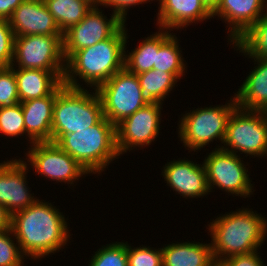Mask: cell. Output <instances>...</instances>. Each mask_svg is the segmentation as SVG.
Here are the masks:
<instances>
[{
	"label": "cell",
	"instance_id": "obj_15",
	"mask_svg": "<svg viewBox=\"0 0 267 266\" xmlns=\"http://www.w3.org/2000/svg\"><path fill=\"white\" fill-rule=\"evenodd\" d=\"M180 159V160H179ZM167 162L161 172L167 185L184 198H200L210 193L205 167L189 159ZM178 192V193H177Z\"/></svg>",
	"mask_w": 267,
	"mask_h": 266
},
{
	"label": "cell",
	"instance_id": "obj_25",
	"mask_svg": "<svg viewBox=\"0 0 267 266\" xmlns=\"http://www.w3.org/2000/svg\"><path fill=\"white\" fill-rule=\"evenodd\" d=\"M62 34L79 23L92 9L86 0H44Z\"/></svg>",
	"mask_w": 267,
	"mask_h": 266
},
{
	"label": "cell",
	"instance_id": "obj_31",
	"mask_svg": "<svg viewBox=\"0 0 267 266\" xmlns=\"http://www.w3.org/2000/svg\"><path fill=\"white\" fill-rule=\"evenodd\" d=\"M128 266H162L161 248L152 247H131L127 242Z\"/></svg>",
	"mask_w": 267,
	"mask_h": 266
},
{
	"label": "cell",
	"instance_id": "obj_4",
	"mask_svg": "<svg viewBox=\"0 0 267 266\" xmlns=\"http://www.w3.org/2000/svg\"><path fill=\"white\" fill-rule=\"evenodd\" d=\"M54 143L92 175H100L119 158L115 126L105 117L87 129L61 135Z\"/></svg>",
	"mask_w": 267,
	"mask_h": 266
},
{
	"label": "cell",
	"instance_id": "obj_23",
	"mask_svg": "<svg viewBox=\"0 0 267 266\" xmlns=\"http://www.w3.org/2000/svg\"><path fill=\"white\" fill-rule=\"evenodd\" d=\"M167 29L158 28V31L142 40L137 48L126 53L127 39L125 42V60L124 67L136 75L153 69L156 65V53L159 47L172 35Z\"/></svg>",
	"mask_w": 267,
	"mask_h": 266
},
{
	"label": "cell",
	"instance_id": "obj_37",
	"mask_svg": "<svg viewBox=\"0 0 267 266\" xmlns=\"http://www.w3.org/2000/svg\"><path fill=\"white\" fill-rule=\"evenodd\" d=\"M11 229V214L0 204V232Z\"/></svg>",
	"mask_w": 267,
	"mask_h": 266
},
{
	"label": "cell",
	"instance_id": "obj_9",
	"mask_svg": "<svg viewBox=\"0 0 267 266\" xmlns=\"http://www.w3.org/2000/svg\"><path fill=\"white\" fill-rule=\"evenodd\" d=\"M62 39L63 36L51 35L15 36L11 66L18 69L65 71Z\"/></svg>",
	"mask_w": 267,
	"mask_h": 266
},
{
	"label": "cell",
	"instance_id": "obj_22",
	"mask_svg": "<svg viewBox=\"0 0 267 266\" xmlns=\"http://www.w3.org/2000/svg\"><path fill=\"white\" fill-rule=\"evenodd\" d=\"M162 250V266H213L211 244L200 242H177L165 244Z\"/></svg>",
	"mask_w": 267,
	"mask_h": 266
},
{
	"label": "cell",
	"instance_id": "obj_27",
	"mask_svg": "<svg viewBox=\"0 0 267 266\" xmlns=\"http://www.w3.org/2000/svg\"><path fill=\"white\" fill-rule=\"evenodd\" d=\"M235 43L249 57L267 59V12Z\"/></svg>",
	"mask_w": 267,
	"mask_h": 266
},
{
	"label": "cell",
	"instance_id": "obj_21",
	"mask_svg": "<svg viewBox=\"0 0 267 266\" xmlns=\"http://www.w3.org/2000/svg\"><path fill=\"white\" fill-rule=\"evenodd\" d=\"M20 102L51 95L62 83L65 71L14 68Z\"/></svg>",
	"mask_w": 267,
	"mask_h": 266
},
{
	"label": "cell",
	"instance_id": "obj_33",
	"mask_svg": "<svg viewBox=\"0 0 267 266\" xmlns=\"http://www.w3.org/2000/svg\"><path fill=\"white\" fill-rule=\"evenodd\" d=\"M14 33L9 20L0 19V68L10 67L13 60Z\"/></svg>",
	"mask_w": 267,
	"mask_h": 266
},
{
	"label": "cell",
	"instance_id": "obj_18",
	"mask_svg": "<svg viewBox=\"0 0 267 266\" xmlns=\"http://www.w3.org/2000/svg\"><path fill=\"white\" fill-rule=\"evenodd\" d=\"M159 1L157 25L161 29L181 30L192 23L212 18V12L202 0H157ZM200 21V22H199Z\"/></svg>",
	"mask_w": 267,
	"mask_h": 266
},
{
	"label": "cell",
	"instance_id": "obj_20",
	"mask_svg": "<svg viewBox=\"0 0 267 266\" xmlns=\"http://www.w3.org/2000/svg\"><path fill=\"white\" fill-rule=\"evenodd\" d=\"M231 44L236 48V51L239 50L245 57L254 59L253 62L256 64L237 93H234L238 107L267 112V59L249 57L235 42Z\"/></svg>",
	"mask_w": 267,
	"mask_h": 266
},
{
	"label": "cell",
	"instance_id": "obj_5",
	"mask_svg": "<svg viewBox=\"0 0 267 266\" xmlns=\"http://www.w3.org/2000/svg\"><path fill=\"white\" fill-rule=\"evenodd\" d=\"M71 88L63 83L56 89L53 107L52 142L61 135L76 133L96 125L103 117L101 98L96 91Z\"/></svg>",
	"mask_w": 267,
	"mask_h": 266
},
{
	"label": "cell",
	"instance_id": "obj_30",
	"mask_svg": "<svg viewBox=\"0 0 267 266\" xmlns=\"http://www.w3.org/2000/svg\"><path fill=\"white\" fill-rule=\"evenodd\" d=\"M14 238L15 235L11 229L0 232V266L25 265L24 257L26 256L22 253L17 240Z\"/></svg>",
	"mask_w": 267,
	"mask_h": 266
},
{
	"label": "cell",
	"instance_id": "obj_40",
	"mask_svg": "<svg viewBox=\"0 0 267 266\" xmlns=\"http://www.w3.org/2000/svg\"><path fill=\"white\" fill-rule=\"evenodd\" d=\"M213 266H222L220 263L216 262Z\"/></svg>",
	"mask_w": 267,
	"mask_h": 266
},
{
	"label": "cell",
	"instance_id": "obj_7",
	"mask_svg": "<svg viewBox=\"0 0 267 266\" xmlns=\"http://www.w3.org/2000/svg\"><path fill=\"white\" fill-rule=\"evenodd\" d=\"M223 145L220 143L218 149L240 152L239 156L243 153L259 158L267 156V112L237 106L228 120Z\"/></svg>",
	"mask_w": 267,
	"mask_h": 266
},
{
	"label": "cell",
	"instance_id": "obj_3",
	"mask_svg": "<svg viewBox=\"0 0 267 266\" xmlns=\"http://www.w3.org/2000/svg\"><path fill=\"white\" fill-rule=\"evenodd\" d=\"M265 218L256 211L242 207L213 219L207 229L215 262L258 251L267 237Z\"/></svg>",
	"mask_w": 267,
	"mask_h": 266
},
{
	"label": "cell",
	"instance_id": "obj_29",
	"mask_svg": "<svg viewBox=\"0 0 267 266\" xmlns=\"http://www.w3.org/2000/svg\"><path fill=\"white\" fill-rule=\"evenodd\" d=\"M0 134L17 138L25 135L27 139L20 102L12 107H0Z\"/></svg>",
	"mask_w": 267,
	"mask_h": 266
},
{
	"label": "cell",
	"instance_id": "obj_11",
	"mask_svg": "<svg viewBox=\"0 0 267 266\" xmlns=\"http://www.w3.org/2000/svg\"><path fill=\"white\" fill-rule=\"evenodd\" d=\"M27 153L24 161L34 168V173L46 177L48 180L64 182L70 186L79 181L80 177L89 173L68 153L54 142H35ZM86 174V175H85ZM76 181V182H75Z\"/></svg>",
	"mask_w": 267,
	"mask_h": 266
},
{
	"label": "cell",
	"instance_id": "obj_12",
	"mask_svg": "<svg viewBox=\"0 0 267 266\" xmlns=\"http://www.w3.org/2000/svg\"><path fill=\"white\" fill-rule=\"evenodd\" d=\"M163 103L146 104L115 126L119 156L136 147L150 146L160 133Z\"/></svg>",
	"mask_w": 267,
	"mask_h": 266
},
{
	"label": "cell",
	"instance_id": "obj_34",
	"mask_svg": "<svg viewBox=\"0 0 267 266\" xmlns=\"http://www.w3.org/2000/svg\"><path fill=\"white\" fill-rule=\"evenodd\" d=\"M153 0H102L101 5L113 9V13L116 14L124 23H126L127 12L135 5L145 4ZM155 1V0H154ZM113 7V8H112Z\"/></svg>",
	"mask_w": 267,
	"mask_h": 266
},
{
	"label": "cell",
	"instance_id": "obj_19",
	"mask_svg": "<svg viewBox=\"0 0 267 266\" xmlns=\"http://www.w3.org/2000/svg\"><path fill=\"white\" fill-rule=\"evenodd\" d=\"M55 100L56 90L49 96L20 102L30 146L35 142H52L51 125Z\"/></svg>",
	"mask_w": 267,
	"mask_h": 266
},
{
	"label": "cell",
	"instance_id": "obj_13",
	"mask_svg": "<svg viewBox=\"0 0 267 266\" xmlns=\"http://www.w3.org/2000/svg\"><path fill=\"white\" fill-rule=\"evenodd\" d=\"M109 17L93 6L79 23L65 31L62 39L65 61L76 51L112 37L125 24L113 12Z\"/></svg>",
	"mask_w": 267,
	"mask_h": 266
},
{
	"label": "cell",
	"instance_id": "obj_24",
	"mask_svg": "<svg viewBox=\"0 0 267 266\" xmlns=\"http://www.w3.org/2000/svg\"><path fill=\"white\" fill-rule=\"evenodd\" d=\"M137 78L146 104L163 103L178 82L172 73L154 69L138 74Z\"/></svg>",
	"mask_w": 267,
	"mask_h": 266
},
{
	"label": "cell",
	"instance_id": "obj_17",
	"mask_svg": "<svg viewBox=\"0 0 267 266\" xmlns=\"http://www.w3.org/2000/svg\"><path fill=\"white\" fill-rule=\"evenodd\" d=\"M14 36H63L44 0H24L9 19Z\"/></svg>",
	"mask_w": 267,
	"mask_h": 266
},
{
	"label": "cell",
	"instance_id": "obj_26",
	"mask_svg": "<svg viewBox=\"0 0 267 266\" xmlns=\"http://www.w3.org/2000/svg\"><path fill=\"white\" fill-rule=\"evenodd\" d=\"M177 36L173 33L158 49L154 70L172 73L178 80L184 76L186 64Z\"/></svg>",
	"mask_w": 267,
	"mask_h": 266
},
{
	"label": "cell",
	"instance_id": "obj_1",
	"mask_svg": "<svg viewBox=\"0 0 267 266\" xmlns=\"http://www.w3.org/2000/svg\"><path fill=\"white\" fill-rule=\"evenodd\" d=\"M66 220L51 202L37 199L11 215V230L22 253L37 261L65 247L71 236Z\"/></svg>",
	"mask_w": 267,
	"mask_h": 266
},
{
	"label": "cell",
	"instance_id": "obj_38",
	"mask_svg": "<svg viewBox=\"0 0 267 266\" xmlns=\"http://www.w3.org/2000/svg\"><path fill=\"white\" fill-rule=\"evenodd\" d=\"M202 2L211 12H213L217 7V5L219 4L220 0H202Z\"/></svg>",
	"mask_w": 267,
	"mask_h": 266
},
{
	"label": "cell",
	"instance_id": "obj_32",
	"mask_svg": "<svg viewBox=\"0 0 267 266\" xmlns=\"http://www.w3.org/2000/svg\"><path fill=\"white\" fill-rule=\"evenodd\" d=\"M19 102L13 66L0 68V107H12Z\"/></svg>",
	"mask_w": 267,
	"mask_h": 266
},
{
	"label": "cell",
	"instance_id": "obj_39",
	"mask_svg": "<svg viewBox=\"0 0 267 266\" xmlns=\"http://www.w3.org/2000/svg\"><path fill=\"white\" fill-rule=\"evenodd\" d=\"M88 1L92 6H100L101 5V2L102 0H86Z\"/></svg>",
	"mask_w": 267,
	"mask_h": 266
},
{
	"label": "cell",
	"instance_id": "obj_36",
	"mask_svg": "<svg viewBox=\"0 0 267 266\" xmlns=\"http://www.w3.org/2000/svg\"><path fill=\"white\" fill-rule=\"evenodd\" d=\"M24 0H0V19L9 20Z\"/></svg>",
	"mask_w": 267,
	"mask_h": 266
},
{
	"label": "cell",
	"instance_id": "obj_10",
	"mask_svg": "<svg viewBox=\"0 0 267 266\" xmlns=\"http://www.w3.org/2000/svg\"><path fill=\"white\" fill-rule=\"evenodd\" d=\"M241 158L238 154L216 147L206 156L203 165L210 192L215 186L231 195L251 197L255 190L249 178L250 173L247 174L248 169Z\"/></svg>",
	"mask_w": 267,
	"mask_h": 266
},
{
	"label": "cell",
	"instance_id": "obj_2",
	"mask_svg": "<svg viewBox=\"0 0 267 266\" xmlns=\"http://www.w3.org/2000/svg\"><path fill=\"white\" fill-rule=\"evenodd\" d=\"M124 24L112 37L76 51L67 61L63 84L71 88L86 86L97 89L124 68L125 42L128 35ZM78 77V79H77Z\"/></svg>",
	"mask_w": 267,
	"mask_h": 266
},
{
	"label": "cell",
	"instance_id": "obj_16",
	"mask_svg": "<svg viewBox=\"0 0 267 266\" xmlns=\"http://www.w3.org/2000/svg\"><path fill=\"white\" fill-rule=\"evenodd\" d=\"M267 12V0H220L212 18L220 17L228 26L230 43L239 39Z\"/></svg>",
	"mask_w": 267,
	"mask_h": 266
},
{
	"label": "cell",
	"instance_id": "obj_35",
	"mask_svg": "<svg viewBox=\"0 0 267 266\" xmlns=\"http://www.w3.org/2000/svg\"><path fill=\"white\" fill-rule=\"evenodd\" d=\"M258 251L231 256L219 262L222 266H264ZM266 266V265H265Z\"/></svg>",
	"mask_w": 267,
	"mask_h": 266
},
{
	"label": "cell",
	"instance_id": "obj_8",
	"mask_svg": "<svg viewBox=\"0 0 267 266\" xmlns=\"http://www.w3.org/2000/svg\"><path fill=\"white\" fill-rule=\"evenodd\" d=\"M96 91L102 101L104 117L114 126L146 105L137 75L125 67Z\"/></svg>",
	"mask_w": 267,
	"mask_h": 266
},
{
	"label": "cell",
	"instance_id": "obj_28",
	"mask_svg": "<svg viewBox=\"0 0 267 266\" xmlns=\"http://www.w3.org/2000/svg\"><path fill=\"white\" fill-rule=\"evenodd\" d=\"M88 266H128L127 242H112L91 256Z\"/></svg>",
	"mask_w": 267,
	"mask_h": 266
},
{
	"label": "cell",
	"instance_id": "obj_14",
	"mask_svg": "<svg viewBox=\"0 0 267 266\" xmlns=\"http://www.w3.org/2000/svg\"><path fill=\"white\" fill-rule=\"evenodd\" d=\"M28 169L29 166L21 158L0 163V204L11 215L24 210L38 199L28 189Z\"/></svg>",
	"mask_w": 267,
	"mask_h": 266
},
{
	"label": "cell",
	"instance_id": "obj_6",
	"mask_svg": "<svg viewBox=\"0 0 267 266\" xmlns=\"http://www.w3.org/2000/svg\"><path fill=\"white\" fill-rule=\"evenodd\" d=\"M237 106L232 96L225 105L198 107L185 112L178 122L179 140L187 150L194 152L217 139L223 144L228 120Z\"/></svg>",
	"mask_w": 267,
	"mask_h": 266
}]
</instances>
